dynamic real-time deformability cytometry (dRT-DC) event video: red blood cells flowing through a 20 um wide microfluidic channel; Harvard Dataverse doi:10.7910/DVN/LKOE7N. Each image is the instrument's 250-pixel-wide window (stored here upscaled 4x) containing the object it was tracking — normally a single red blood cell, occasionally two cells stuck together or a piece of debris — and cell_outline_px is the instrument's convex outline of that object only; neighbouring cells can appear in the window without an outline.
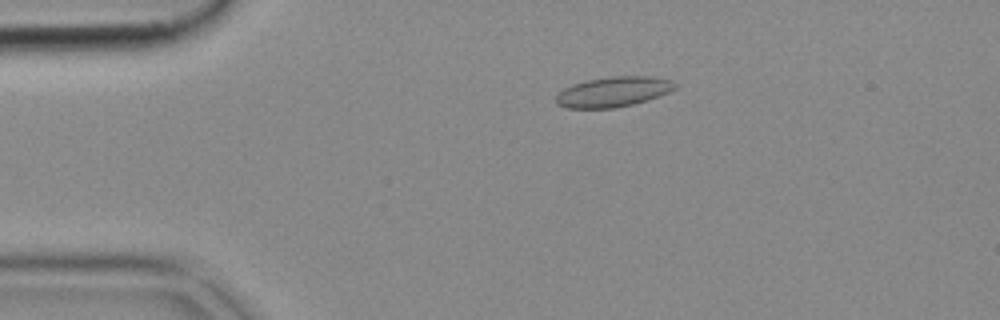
{"species": "common noctule bat (a hibernating species)", "species_latin": "Nyctalus noctula", "temperature_condition": "cold", "stored_images_in_passage": 44, "camera_frame_rate_fps": 3000, "um_per_image_px": 0.085, "animal": {"sex": "female", "body_mass_g": 18.4}, "frame": {"image": 1, "passage_image": 2, "time_ms": 0.333, "image_size_px": [1000, 320], "cell_outline_px": [[676, 88], [668, 92], [632, 104], [616, 108], [568, 108], [556, 104], [556, 96], [564, 88], [572, 84], [588, 80], [608, 76], [648, 76], [672, 80], [676, 84]], "centroid_in_image_um": [52.1, 7.79], "position_along_channel_um": 32.9, "area_um2": 20.69}}
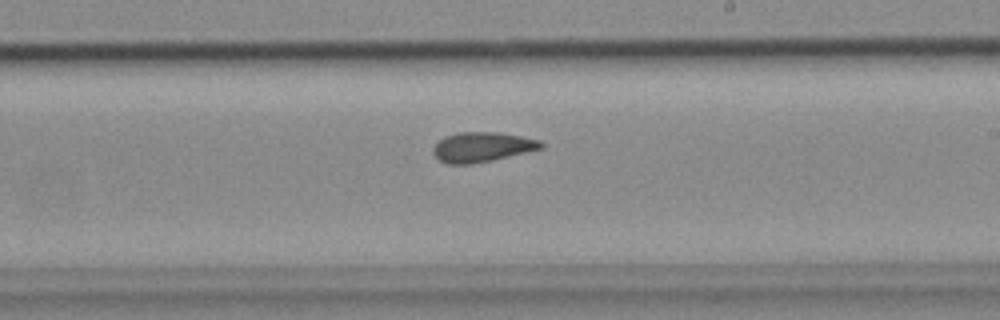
{"frame": {"image": 2, "passage_image": 22, "time_ms": 7.0, "image_size_px": [1000, 320], "cell_outline_px": [[544, 148], [492, 160], [472, 164], [448, 164], [440, 160], [432, 152], [432, 148], [444, 136], [460, 132], [496, 132], [520, 136], [540, 140], [544, 144]], "centroid_in_image_um": [40.98, 12.5], "position_along_channel_um": 248.0, "area_um2": 18.67}}
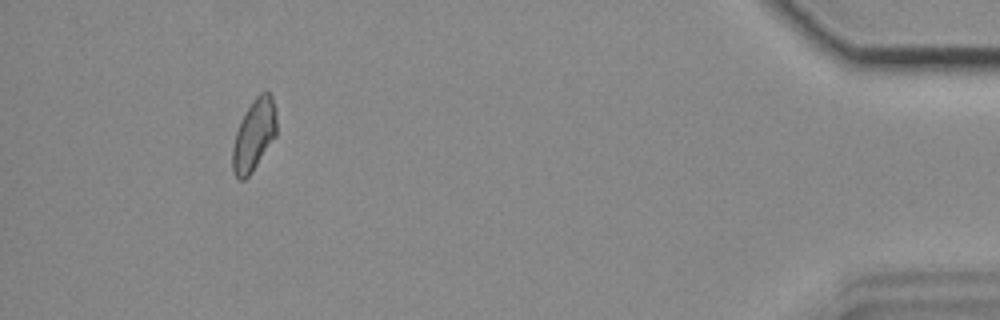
{"frame": {"image": 3, "passage_image": 40, "time_ms": 13.0, "image_size_px": [1000, 320], "cell_outline_px": [[276, 136], [252, 172], [244, 180], [240, 180], [232, 172], [232, 148], [236, 132], [240, 120], [256, 96], [260, 92], [268, 92], [272, 96], [276, 108]], "centroid_in_image_um": [21.59, 11.49], "position_along_channel_um": 413.6, "area_um2": 18.38}}